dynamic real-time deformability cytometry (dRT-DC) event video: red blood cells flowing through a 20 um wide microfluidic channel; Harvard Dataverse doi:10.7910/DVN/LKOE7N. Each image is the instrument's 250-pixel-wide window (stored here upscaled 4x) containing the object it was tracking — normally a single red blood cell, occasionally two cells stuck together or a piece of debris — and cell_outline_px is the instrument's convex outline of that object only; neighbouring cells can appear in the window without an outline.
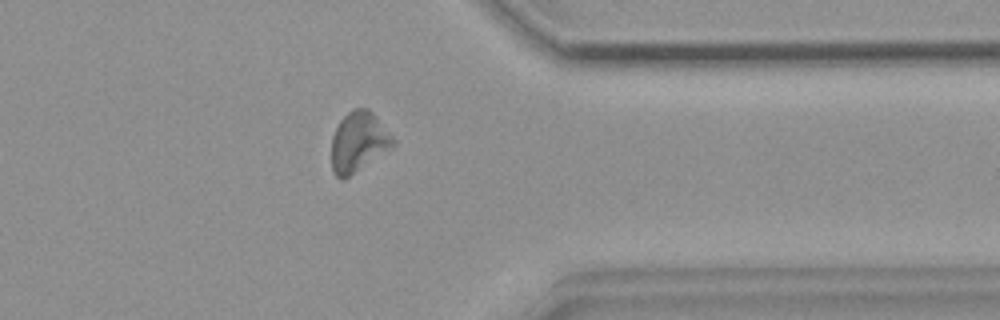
{"species": "common noctule bat (a hibernating species)", "species_latin": "Nyctalus noctula", "temperature_condition": "warm", "stored_images_in_passage": 10, "segment_of_instrument_passage": [1, 2], "camera_frame_rate_fps": 3000, "um_per_image_px": 0.085, "animal": {"sex": "female", "body_mass_g": 18.4}, "frame": {"image": 1, "passage_image": 9, "time_ms": 2.667, "image_size_px": [1000, 320], "cell_outline_px": [[396, 144], [344, 180], [340, 180], [332, 172], [332, 136], [340, 120], [352, 108], [368, 108], [372, 112], [396, 140]], "centroid_in_image_um": [30.46, 12.07], "position_along_channel_um": 380.9, "area_um2": 21.44}}